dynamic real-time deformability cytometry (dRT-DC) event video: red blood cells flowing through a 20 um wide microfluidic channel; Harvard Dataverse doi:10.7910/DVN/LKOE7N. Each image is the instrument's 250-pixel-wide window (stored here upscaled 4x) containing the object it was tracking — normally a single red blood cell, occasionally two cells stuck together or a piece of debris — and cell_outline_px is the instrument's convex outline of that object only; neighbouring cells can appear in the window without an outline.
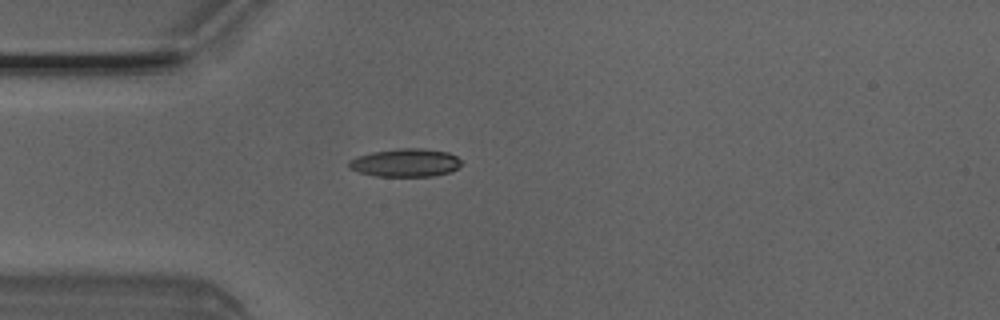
{"species": "Egyptian fruit bat (a non-hibernating species)", "species_latin": "Rousettus aegyptiacus", "temperature_condition": "room temperature", "stored_images_in_passage": 4, "camera_frame_rate_fps": 3000, "um_per_image_px": 0.085, "animal": {"sex": "male"}, "frame": {"image": 1, "passage_image": 4, "time_ms": 1.0, "image_size_px": [1000, 320], "cell_outline_px": [[460, 164], [456, 168], [448, 172], [432, 176], [376, 176], [360, 172], [348, 168], [348, 164], [356, 156], [372, 152], [396, 148], [424, 148], [448, 152], [456, 156], [460, 160]], "centroid_in_image_um": [34.44, 13.82], "position_along_channel_um": 50.6, "area_um2": 18.32}}